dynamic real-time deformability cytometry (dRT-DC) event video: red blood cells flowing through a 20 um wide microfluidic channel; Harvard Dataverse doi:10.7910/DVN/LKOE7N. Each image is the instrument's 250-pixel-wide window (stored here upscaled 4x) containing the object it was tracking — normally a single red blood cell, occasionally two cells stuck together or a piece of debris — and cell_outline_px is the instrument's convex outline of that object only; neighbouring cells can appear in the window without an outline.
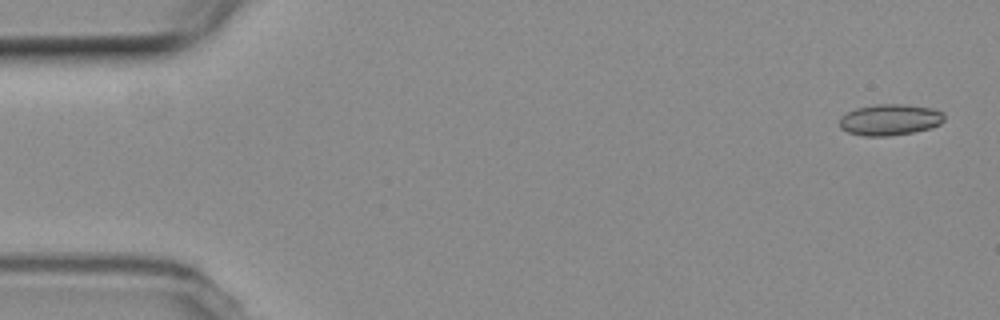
{"species": "common noctule bat (a hibernating species)", "species_latin": "Nyctalus noctula", "temperature_condition": "room temperature", "stored_images_in_passage": 4, "camera_frame_rate_fps": 3000, "um_per_image_px": 0.085, "animal": {"sex": "female", "body_mass_g": 19.3, "forearm_length_mm": 54.1}, "frame": {"image": 1, "passage_image": 1, "time_ms": 0.0, "image_size_px": [1000, 320], "cell_outline_px": [[944, 120], [940, 124], [932, 128], [912, 132], [888, 136], [864, 136], [848, 132], [840, 128], [840, 116], [856, 108], [876, 104], [900, 104], [932, 108], [944, 112]], "centroid_in_image_um": [75.65, 10.18], "position_along_channel_um": 9.4, "area_um2": 19.07}}